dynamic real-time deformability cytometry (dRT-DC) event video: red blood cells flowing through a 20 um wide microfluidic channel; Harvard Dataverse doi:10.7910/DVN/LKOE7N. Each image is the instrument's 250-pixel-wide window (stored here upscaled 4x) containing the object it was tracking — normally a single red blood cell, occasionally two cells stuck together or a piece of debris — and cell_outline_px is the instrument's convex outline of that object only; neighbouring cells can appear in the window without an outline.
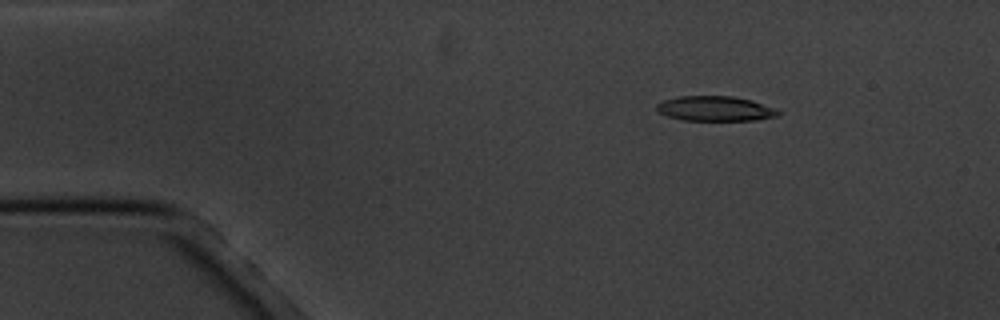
{"species": "common noctule bat (a hibernating species)", "species_latin": "Nyctalus noctula", "temperature_condition": "cold", "stored_images_in_passage": 4, "camera_frame_rate_fps": 3000, "um_per_image_px": 0.085, "animal": {"sex": "male", "body_mass_g": 20.1, "forearm_length_mm": 53.5}, "frame": {"image": 1, "passage_image": 2, "time_ms": 1.0, "image_size_px": [1000, 320], "cell_outline_px": [[784, 112], [776, 116], [752, 120], [684, 120], [668, 116], [656, 112], [656, 104], [664, 100], [680, 96], [732, 96], [752, 100], [776, 108]], "centroid_in_image_um": [60.8, 9.23], "position_along_channel_um": 24.2, "area_um2": 17.69}}
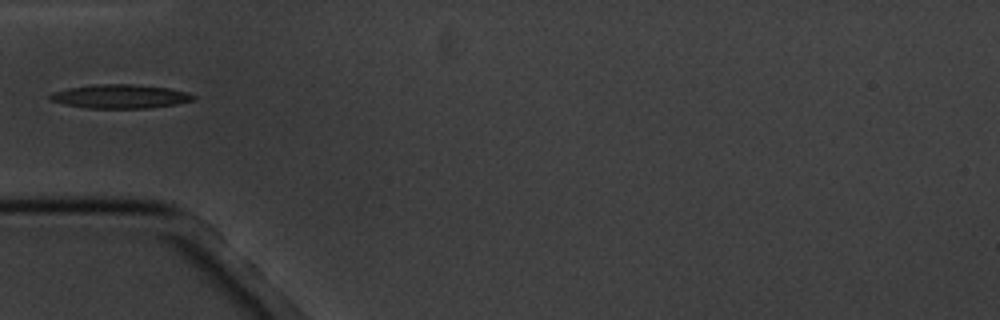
{"frame": {"image": 2, "passage_image": 4, "time_ms": 4.333, "image_size_px": [1000, 320], "cell_outline_px": [[196, 96], [192, 100], [176, 104], [148, 108], [88, 108], [64, 104], [52, 100], [48, 96], [52, 92], [68, 88], [92, 84], [132, 84], [168, 88], [188, 92]], "centroid_in_image_um": [10.21, 8.19], "position_along_channel_um": 74.8, "area_um2": 19.83}}